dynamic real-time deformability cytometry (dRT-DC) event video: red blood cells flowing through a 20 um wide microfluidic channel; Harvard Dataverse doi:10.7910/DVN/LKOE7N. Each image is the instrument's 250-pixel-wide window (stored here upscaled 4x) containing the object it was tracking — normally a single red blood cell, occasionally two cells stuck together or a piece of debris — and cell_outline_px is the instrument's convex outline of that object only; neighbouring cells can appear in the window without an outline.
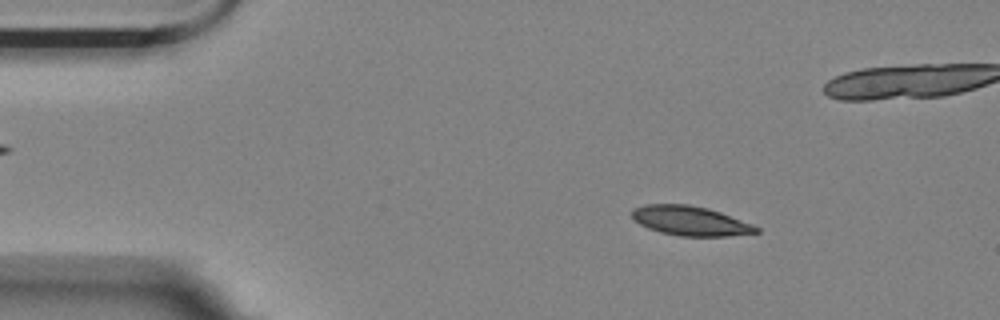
{"species": "Egyptian fruit bat (a non-hibernating species)", "species_latin": "Rousettus aegyptiacus", "temperature_condition": "room temperature", "stored_images_in_passage": 51, "camera_frame_rate_fps": 3000, "um_per_image_px": 0.085, "animal": {"sex": "female"}, "frame": {"image": 1, "passage_image": 3, "time_ms": 0.667, "image_size_px": [1000, 320], "cell_outline_px": [[760, 232], [728, 236], [680, 236], [660, 232], [648, 228], [632, 220], [632, 208], [644, 204], [688, 204], [708, 208], [720, 212], [752, 224], [760, 228]], "centroid_in_image_um": [58.65, 18.76], "position_along_channel_um": 26.4, "area_um2": 21.44}}
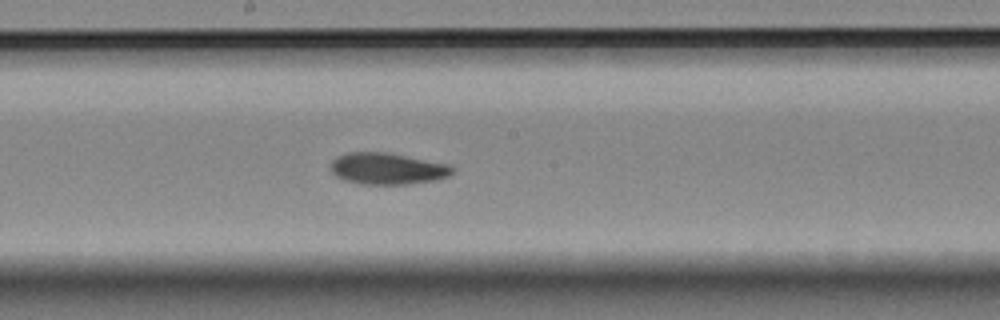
{"frame": {"image": 2, "passage_image": 24, "time_ms": 7.667, "image_size_px": [1000, 320], "cell_outline_px": [[456, 168], [448, 176], [436, 180], [408, 184], [360, 184], [344, 180], [336, 176], [332, 172], [332, 160], [336, 156], [348, 152], [388, 152], [448, 164]], "centroid_in_image_um": [32.93, 14.33], "position_along_channel_um": 215.3, "area_um2": 22.43}}
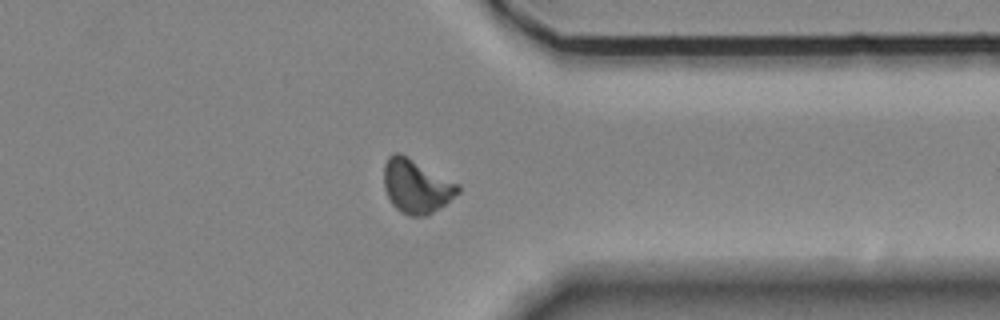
{"frame": {"image": 3, "passage_image": 38, "time_ms": 12.333, "image_size_px": [1000, 320], "cell_outline_px": [[460, 192], [428, 216], [408, 216], [400, 212], [392, 204], [384, 188], [384, 164], [388, 156], [396, 152], [400, 152], [460, 184]], "centroid_in_image_um": [35.38, 15.82], "position_along_channel_um": 376.0, "area_um2": 23.35}, "authors_computed_cell_mechanics": {"area_um2": 22.0218, "velocity_mm_per_s": 3.5363, "shape_relaxation_time_tau1_ms": 4.761, "shape_relaxation_time_tau2_ms": 2.9992, "deformation_change_tau1": 0.158, "deformation_change_tau2": 0.0831}}